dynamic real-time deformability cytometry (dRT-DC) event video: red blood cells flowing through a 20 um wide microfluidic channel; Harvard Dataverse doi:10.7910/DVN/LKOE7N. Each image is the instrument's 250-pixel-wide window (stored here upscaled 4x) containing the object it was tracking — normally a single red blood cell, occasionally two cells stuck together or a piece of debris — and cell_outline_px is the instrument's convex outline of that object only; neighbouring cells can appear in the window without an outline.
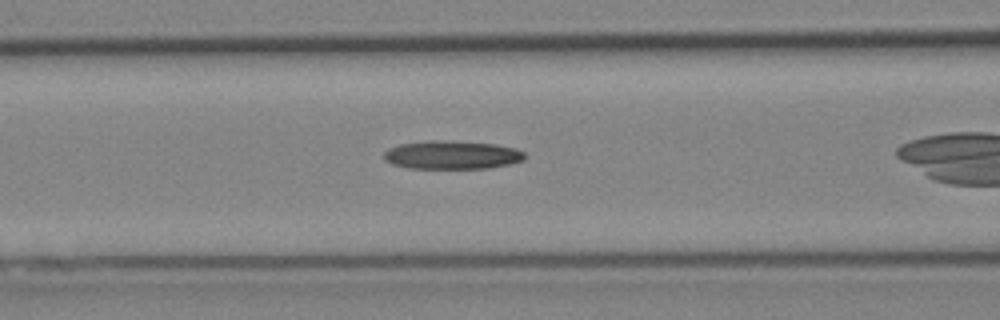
{"species": "Egyptian fruit bat (a non-hibernating species)", "species_latin": "Rousettus aegyptiacus", "temperature_condition": "cold", "stored_images_in_passage": 25, "camera_frame_rate_fps": 3000, "um_per_image_px": 0.085, "animal": {"sex": "female"}, "frame": {"image": 1, "passage_image": 6, "time_ms": 1.667, "image_size_px": [1000, 320], "cell_outline_px": [[528, 156], [524, 160], [512, 164], [488, 168], [412, 168], [392, 164], [384, 160], [384, 152], [388, 148], [400, 144], [428, 140], [436, 140], [496, 144], [516, 148], [524, 152]], "centroid_in_image_um": [38.45, 13.17], "position_along_channel_um": 128.1, "area_um2": 23.41}}
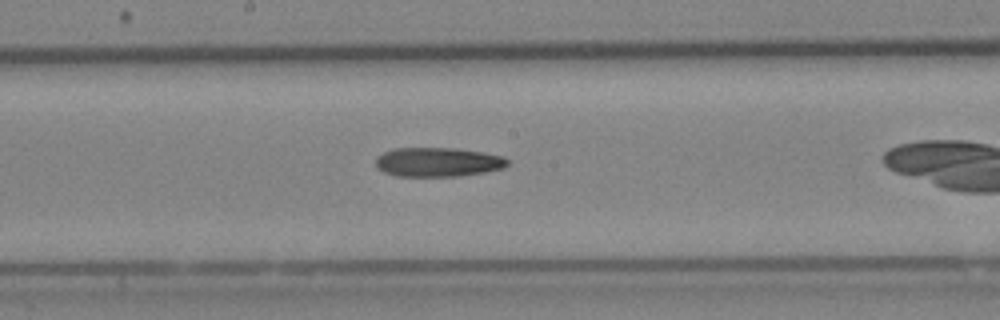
{"frame": {"image": 2, "passage_image": 12, "time_ms": 3.667, "image_size_px": [1000, 320], "cell_outline_px": [[508, 164], [504, 168], [484, 172], [460, 176], [396, 176], [384, 172], [376, 168], [376, 156], [384, 152], [396, 148], [456, 148], [484, 152], [504, 156], [508, 160]], "centroid_in_image_um": [37.22, 13.77], "position_along_channel_um": 211.0, "area_um2": 22.6}}
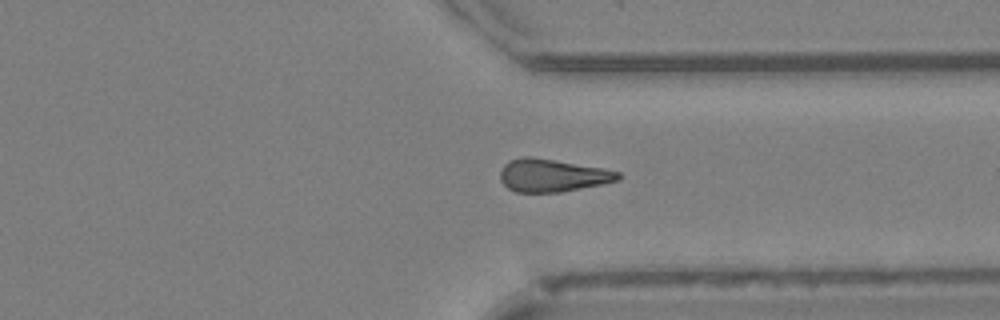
{"frame": {"image": 3, "passage_image": 23, "time_ms": 7.333, "image_size_px": [1000, 320], "cell_outline_px": [[620, 180], [604, 184], [560, 192], [516, 192], [508, 188], [500, 180], [500, 172], [504, 164], [508, 160], [520, 156], [528, 156], [604, 168], [620, 172]], "centroid_in_image_um": [46.94, 14.91], "position_along_channel_um": 364.5, "area_um2": 22.6}}